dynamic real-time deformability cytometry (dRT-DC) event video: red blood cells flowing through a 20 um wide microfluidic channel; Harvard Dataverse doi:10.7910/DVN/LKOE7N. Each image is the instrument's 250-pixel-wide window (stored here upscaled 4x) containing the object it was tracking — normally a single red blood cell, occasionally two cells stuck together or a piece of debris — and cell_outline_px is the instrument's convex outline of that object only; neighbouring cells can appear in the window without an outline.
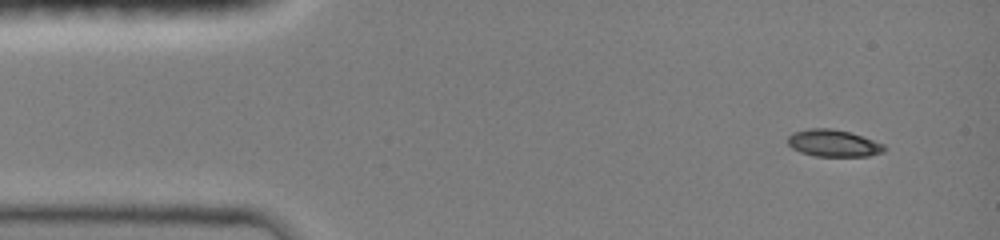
{"species": "common noctule bat (a hibernating species)", "species_latin": "Nyctalus noctula", "temperature_condition": "room temperature", "stored_images_in_passage": 24, "camera_frame_rate_fps": 3000, "um_per_image_px": 0.085, "animal": {"sex": "female", "body_mass_g": 19.0, "forearm_length_mm": 51.5}, "frame": {"image": 1, "passage_image": 1, "time_ms": 0.0, "image_size_px": [1000, 240], "cell_outline_px": [[884, 152], [868, 156], [816, 156], [800, 152], [792, 148], [788, 144], [788, 136], [792, 132], [808, 128], [832, 128], [848, 132], [884, 144]], "centroid_in_image_um": [70.79, 12.17], "position_along_channel_um": 14.2, "area_um2": 15.09}}
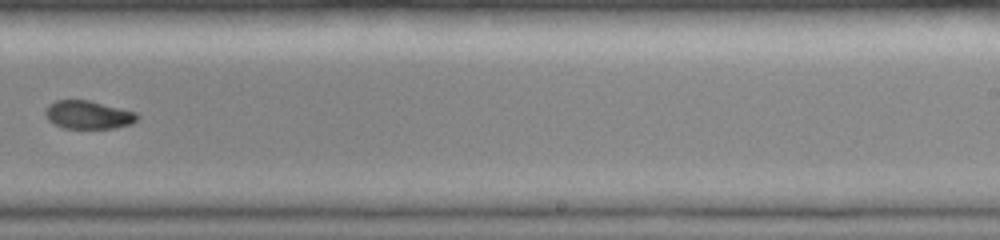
{"frame": {"image": 2, "passage_image": 11, "time_ms": 8.667, "image_size_px": [1000, 240], "cell_outline_px": [[140, 116], [132, 124], [116, 128], [64, 128], [48, 120], [44, 112], [48, 104], [56, 100], [88, 100], [136, 112]], "centroid_in_image_um": [7.5, 9.76], "position_along_channel_um": 281.5, "area_um2": 15.09}}
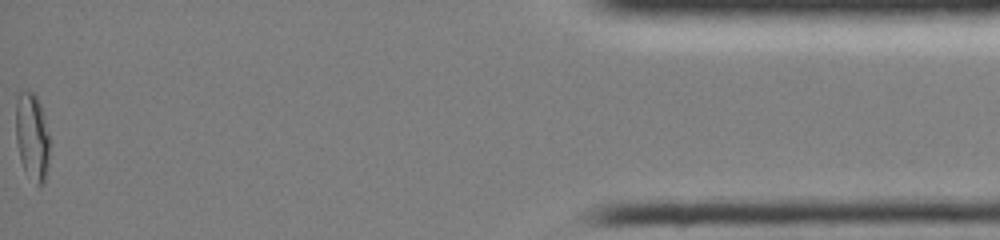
{"frame": {"image": 3, "passage_image": 24, "time_ms": 14.333, "image_size_px": [1000, 240], "cell_outline_px": [[52, 144], [48, 168], [44, 180], [40, 184], [36, 184], [24, 168], [20, 160], [16, 140], [16, 100], [20, 88], [24, 88], [32, 92], [36, 96], [40, 104], [44, 116]], "centroid_in_image_um": [2.75, 11.56], "position_along_channel_um": 432.4, "area_um2": 17.69}, "authors_computed_cell_mechanics": {"area_um2": 15.9239, "velocity_mm_per_s": 4.1276, "shape_relaxation_time_tau1_ms": null, "shape_relaxation_time_tau2_ms": 5.2593, "deformation_change_tau1": null, "deformation_change_tau2": 0.0656}}